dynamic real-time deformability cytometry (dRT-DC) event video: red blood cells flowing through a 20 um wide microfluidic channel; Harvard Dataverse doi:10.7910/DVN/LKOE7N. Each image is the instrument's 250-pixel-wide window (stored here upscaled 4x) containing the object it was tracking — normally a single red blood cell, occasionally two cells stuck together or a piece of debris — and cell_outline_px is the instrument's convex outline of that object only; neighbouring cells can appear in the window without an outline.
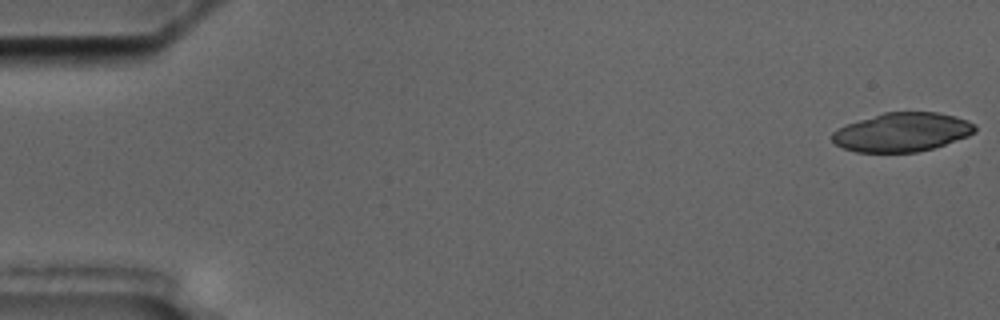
{"species": "common noctule bat (a hibernating species)", "species_latin": "Nyctalus noctula", "temperature_condition": "cold", "stored_images_in_passage": 9, "camera_frame_rate_fps": 3000, "um_per_image_px": 0.085, "animal": {"sex": "male", "body_mass_g": 17.5, "forearm_length_mm": 52.3}, "frame": {"image": 1, "passage_image": 1, "time_ms": 0.0, "image_size_px": [1000, 320], "cell_outline_px": [[976, 132], [968, 136], [932, 148], [916, 152], [856, 152], [844, 148], [836, 144], [832, 140], [832, 132], [836, 128], [844, 124], [884, 112], [936, 112], [956, 116], [968, 120], [976, 124]], "centroid_in_image_um": [76.67, 11.22], "position_along_channel_um": 8.3, "area_um2": 32.48}}